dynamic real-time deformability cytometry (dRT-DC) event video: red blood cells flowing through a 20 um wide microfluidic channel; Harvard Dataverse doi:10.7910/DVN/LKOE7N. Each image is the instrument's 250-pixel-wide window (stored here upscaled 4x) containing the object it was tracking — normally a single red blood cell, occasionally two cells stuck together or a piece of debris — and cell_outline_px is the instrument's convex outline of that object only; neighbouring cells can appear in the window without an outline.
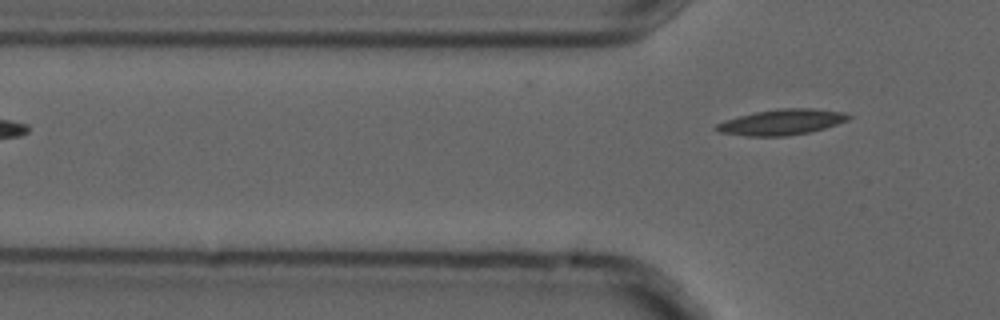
{"species": "common noctule bat (a hibernating species)", "species_latin": "Nyctalus noctula", "temperature_condition": "cold", "stored_images_in_passage": 5, "camera_frame_rate_fps": 3000, "um_per_image_px": 0.085, "animal": {"sex": "male", "forearm_length_mm": 52.5}, "frame": {"image": 1, "passage_image": 5, "time_ms": 1.333, "image_size_px": [1000, 320], "cell_outline_px": [[852, 116], [848, 120], [824, 128], [808, 132], [784, 136], [744, 136], [720, 132], [712, 128], [716, 124], [724, 120], [756, 112], [780, 108], [812, 108], [844, 112]], "centroid_in_image_um": [66.42, 10.38], "position_along_channel_um": 59.4, "area_um2": 19.65}}